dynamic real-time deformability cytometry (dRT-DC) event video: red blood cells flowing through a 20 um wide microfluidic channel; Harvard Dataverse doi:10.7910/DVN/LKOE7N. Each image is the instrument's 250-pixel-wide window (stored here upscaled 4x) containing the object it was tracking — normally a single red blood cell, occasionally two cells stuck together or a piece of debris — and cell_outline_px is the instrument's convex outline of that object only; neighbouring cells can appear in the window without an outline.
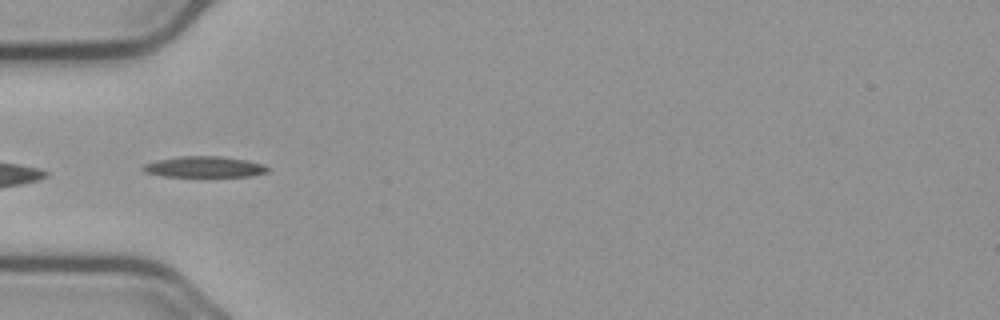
{"species": "common noctule bat (a hibernating species)", "species_latin": "Nyctalus noctula", "temperature_condition": "cold", "stored_images_in_passage": 31, "camera_frame_rate_fps": 3000, "um_per_image_px": 0.085, "animal": {"sex": "male", "body_mass_g": 23.1, "forearm_length_mm": 52.7}, "frame": {"image": 1, "passage_image": 1, "time_ms": 0.0, "image_size_px": [1000, 320], "cell_outline_px": [[268, 172], [252, 176], [164, 176], [144, 172], [140, 168], [144, 164], [156, 160], [180, 156], [220, 156], [248, 160], [264, 164], [268, 168]], "centroid_in_image_um": [17.36, 14.18], "position_along_channel_um": 67.6, "area_um2": 15.26}}
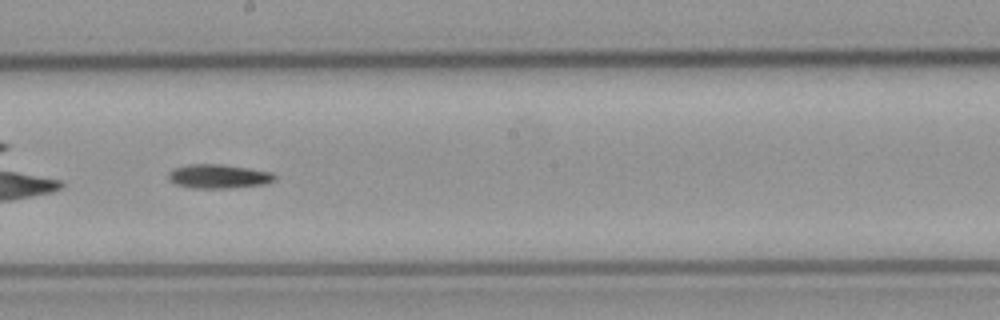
{"frame": {"image": 2, "passage_image": 14, "time_ms": 4.333, "image_size_px": [1000, 320], "cell_outline_px": [[276, 180], [264, 184], [228, 188], [196, 188], [176, 184], [168, 180], [168, 172], [172, 168], [192, 164], [220, 164], [248, 168], [272, 172], [276, 176]], "centroid_in_image_um": [18.57, 14.98], "position_along_channel_um": 229.6, "area_um2": 14.85}}
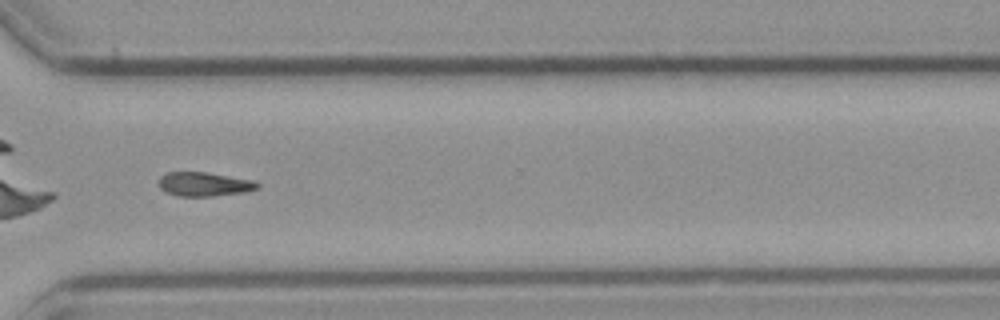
{"frame": {"image": 3, "passage_image": 24, "time_ms": 7.667, "image_size_px": [1000, 320], "cell_outline_px": [[260, 188], [244, 192], [212, 196], [180, 196], [164, 192], [160, 188], [160, 176], [168, 172], [208, 172], [256, 180], [260, 184]], "centroid_in_image_um": [17.41, 15.65], "position_along_channel_um": 353.2, "area_um2": 13.99}}